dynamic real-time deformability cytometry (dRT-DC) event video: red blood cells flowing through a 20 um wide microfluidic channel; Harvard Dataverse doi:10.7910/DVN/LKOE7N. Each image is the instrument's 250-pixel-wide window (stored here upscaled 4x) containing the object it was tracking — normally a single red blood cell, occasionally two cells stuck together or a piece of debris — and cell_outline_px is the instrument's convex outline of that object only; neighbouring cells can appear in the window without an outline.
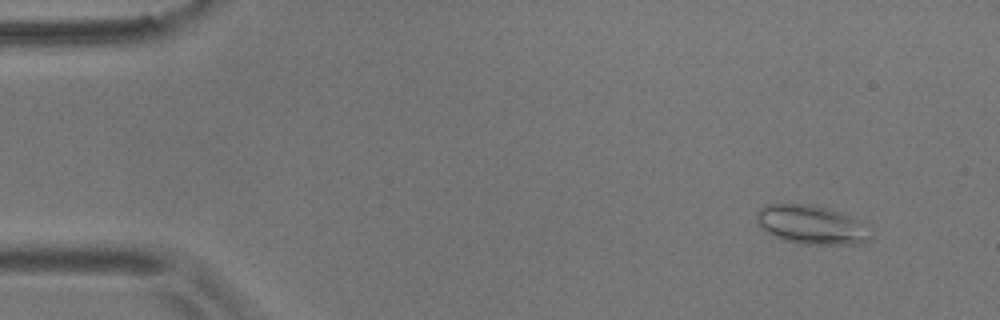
{"species": "common noctule bat (a hibernating species)", "species_latin": "Nyctalus noctula", "temperature_condition": "room temperature", "stored_images_in_passage": 56, "camera_frame_rate_fps": 3000, "um_per_image_px": 0.085, "animal": {"sex": "male", "body_mass_g": 17.9}, "frame": {"image": 1, "passage_image": 5, "time_ms": 1.333, "image_size_px": [1000, 320], "cell_outline_px": [[876, 236], [872, 240], [860, 244], [796, 244], [772, 236], [760, 228], [756, 220], [756, 212], [764, 204], [816, 204], [832, 208], [856, 216]], "centroid_in_image_um": [69.04, 19.1], "position_along_channel_um": 16.0, "area_um2": 26.99}}
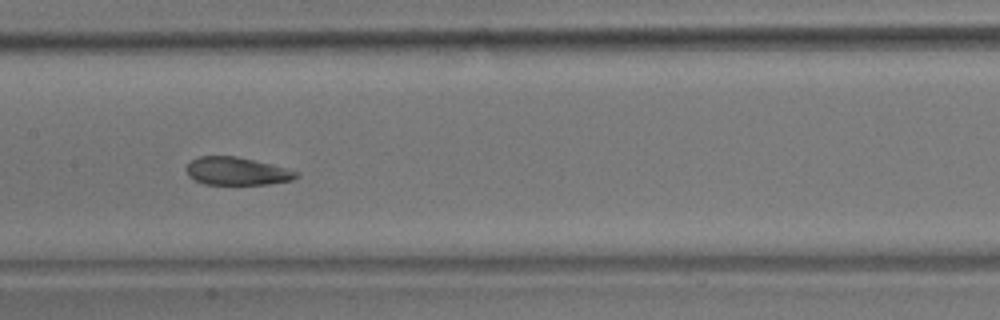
{"frame": {"image": 2, "passage_image": 28, "time_ms": 9.0, "image_size_px": [1000, 320], "cell_outline_px": [[300, 176], [292, 180], [268, 184], [204, 184], [188, 176], [184, 168], [192, 160], [200, 156], [236, 156], [272, 164], [300, 172]], "centroid_in_image_um": [20.14, 14.55], "position_along_channel_um": 187.3, "area_um2": 17.92}}
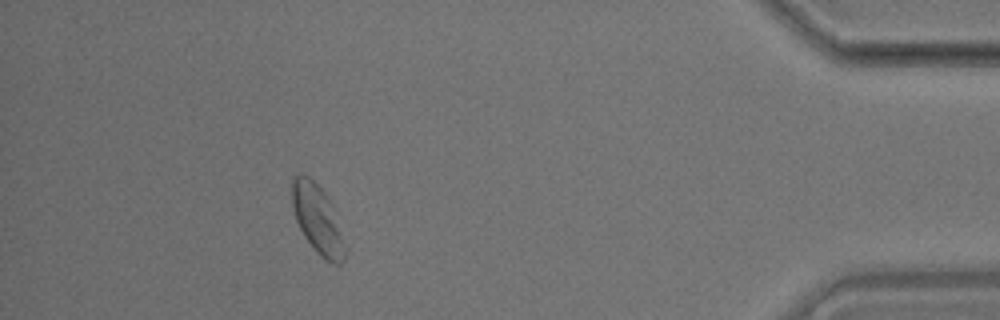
{"frame": {"image": 3, "passage_image": 51, "time_ms": 16.667, "image_size_px": [1000, 320], "cell_outline_px": [[348, 248], [344, 260], [340, 264], [332, 264], [324, 260], [316, 252], [304, 236], [296, 220], [292, 204], [292, 176], [300, 172], [308, 176], [324, 192], [332, 204]], "centroid_in_image_um": [27.02, 18.67], "position_along_channel_um": 408.2, "area_um2": 21.62}, "authors_computed_cell_mechanics": {"area_um2": 19.5364, "velocity_mm_per_s": 3.5574, "shape_relaxation_time_tau1_ms": 3.6681, "shape_relaxation_time_tau2_ms": 2.0427, "deformation_change_tau1": 0.1038, "deformation_change_tau2": 0.0623}}